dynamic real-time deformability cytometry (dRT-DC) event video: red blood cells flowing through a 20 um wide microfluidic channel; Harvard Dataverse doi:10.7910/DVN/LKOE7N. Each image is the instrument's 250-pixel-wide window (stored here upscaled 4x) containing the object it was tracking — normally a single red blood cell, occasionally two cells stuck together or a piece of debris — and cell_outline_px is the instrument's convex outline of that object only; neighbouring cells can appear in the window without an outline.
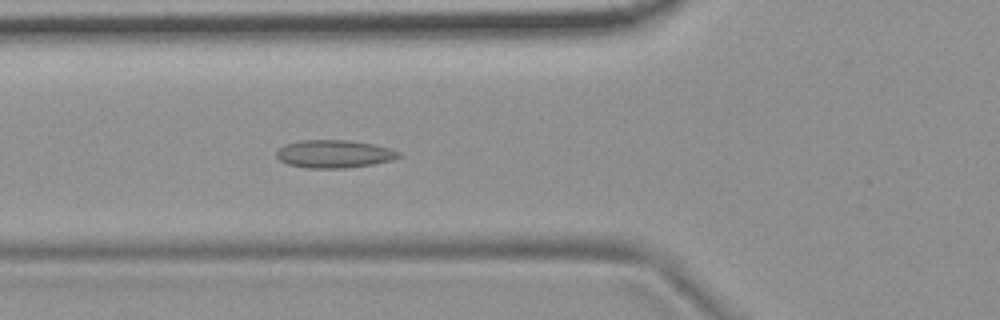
{"species": "common noctule bat (a hibernating species)", "species_latin": "Nyctalus noctula", "temperature_condition": "room temperature", "stored_images_in_passage": 6, "camera_frame_rate_fps": 3000, "um_per_image_px": 0.085, "animal": {"sex": "female", "body_mass_g": 19.9}, "frame": {"image": 1, "passage_image": 6, "time_ms": 5.667, "image_size_px": [1000, 320], "cell_outline_px": [[400, 156], [392, 160], [372, 164], [348, 168], [308, 168], [288, 164], [280, 160], [276, 156], [276, 152], [284, 144], [300, 140], [348, 140], [376, 144], [400, 152]], "centroid_in_image_um": [28.39, 13.08], "position_along_channel_um": 97.4, "area_um2": 19.88}}